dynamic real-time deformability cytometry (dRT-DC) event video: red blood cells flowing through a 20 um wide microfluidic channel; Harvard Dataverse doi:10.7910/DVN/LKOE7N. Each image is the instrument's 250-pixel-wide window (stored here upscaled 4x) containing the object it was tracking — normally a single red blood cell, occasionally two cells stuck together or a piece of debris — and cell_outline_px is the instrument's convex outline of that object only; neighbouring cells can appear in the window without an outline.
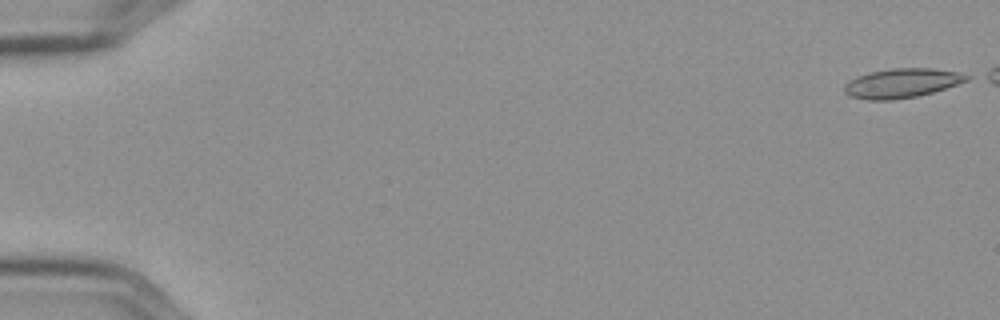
{"species": "Egyptian fruit bat (a non-hibernating species)", "species_latin": "Rousettus aegyptiacus", "temperature_condition": "cold", "stored_images_in_passage": 51, "camera_frame_rate_fps": 3000, "um_per_image_px": 0.085, "frame": {"image": 1, "passage_image": 1, "time_ms": 0.0, "image_size_px": [1000, 320], "cell_outline_px": [[972, 76], [968, 80], [932, 92], [916, 96], [892, 100], [868, 100], [848, 96], [844, 92], [844, 84], [848, 80], [856, 76], [868, 72], [888, 68], [932, 68], [956, 72]], "centroid_in_image_um": [76.58, 7.06], "position_along_channel_um": 8.4, "area_um2": 20.98}}
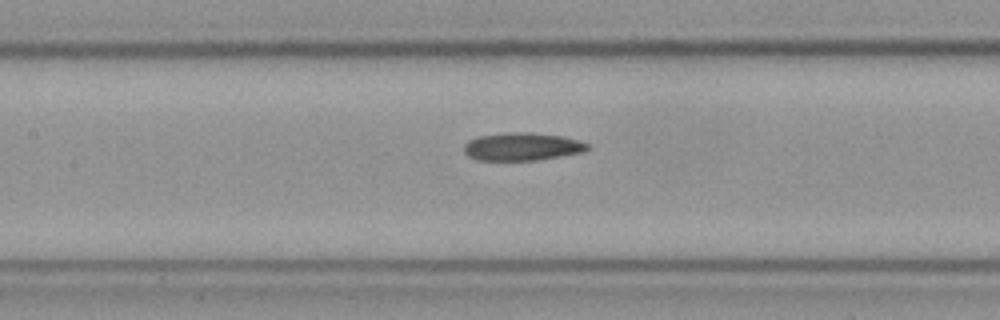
{"frame": {"image": 2, "passage_image": 27, "time_ms": 8.667, "image_size_px": [1000, 320], "cell_outline_px": [[592, 148], [584, 152], [536, 160], [476, 160], [468, 156], [464, 152], [464, 144], [468, 140], [476, 136], [512, 132], [532, 132], [564, 136], [580, 140], [592, 144]], "centroid_in_image_um": [44.43, 12.45], "position_along_channel_um": 163.0, "area_um2": 20.46}}
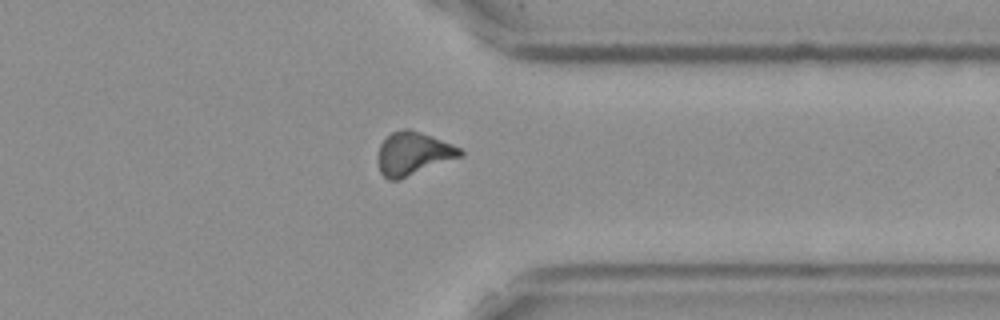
{"frame": {"image": 3, "passage_image": 45, "time_ms": 14.667, "image_size_px": [1000, 320], "cell_outline_px": [[464, 156], [400, 180], [388, 180], [380, 172], [376, 160], [376, 156], [380, 144], [392, 132], [404, 128], [408, 128], [432, 136], [452, 144], [460, 148], [464, 152]], "centroid_in_image_um": [35.11, 13.07], "position_along_channel_um": 376.3, "area_um2": 21.1}}